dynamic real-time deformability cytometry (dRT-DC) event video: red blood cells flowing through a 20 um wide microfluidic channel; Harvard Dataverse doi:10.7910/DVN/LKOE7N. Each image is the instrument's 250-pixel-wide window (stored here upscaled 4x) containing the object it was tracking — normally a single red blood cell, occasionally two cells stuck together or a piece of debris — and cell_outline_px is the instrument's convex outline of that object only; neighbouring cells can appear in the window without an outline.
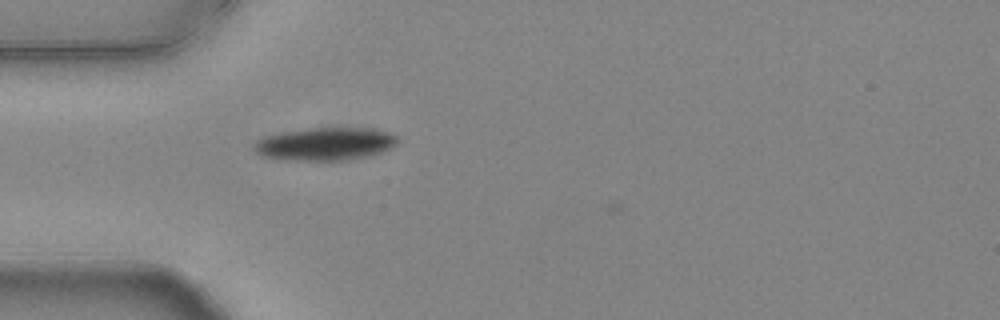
{"species": "common noctule bat (a hibernating species)", "species_latin": "Nyctalus noctula", "temperature_condition": "warm", "stored_images_in_passage": 33, "camera_frame_rate_fps": 3000, "um_per_image_px": 0.085, "animal": {"sex": "female", "body_mass_g": 24.6, "forearm_length_mm": 56.2}, "frame": {"image": 1, "passage_image": 3, "time_ms": 0.667, "image_size_px": [1000, 320], "cell_outline_px": [[400, 140], [396, 144], [380, 152], [364, 156], [340, 160], [284, 160], [264, 156], [256, 152], [252, 148], [252, 144], [256, 140], [264, 136], [280, 132], [308, 128], [372, 128], [392, 132]], "centroid_in_image_um": [27.6, 12.21], "position_along_channel_um": 57.4, "area_um2": 27.51}}
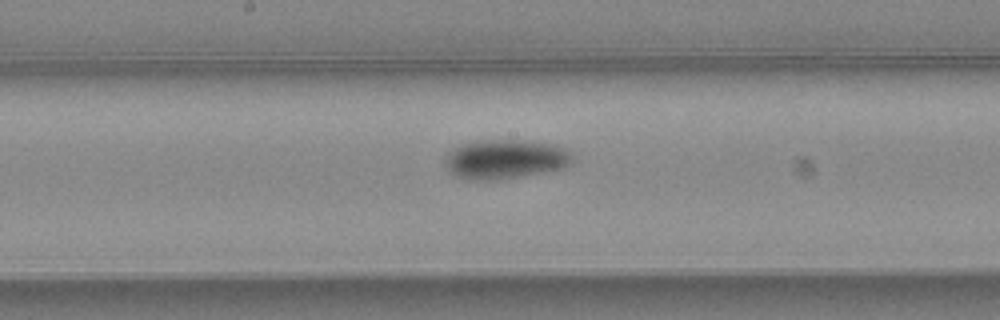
{"frame": {"image": 2, "passage_image": 15, "time_ms": 4.667, "image_size_px": [1000, 320], "cell_outline_px": [[572, 164], [564, 168], [496, 180], [472, 180], [456, 176], [448, 168], [448, 156], [456, 148], [464, 144], [484, 140], [524, 140], [548, 144], [564, 148], [572, 156]], "centroid_in_image_um": [43.0, 13.54], "position_along_channel_um": 205.2, "area_um2": 28.32}}
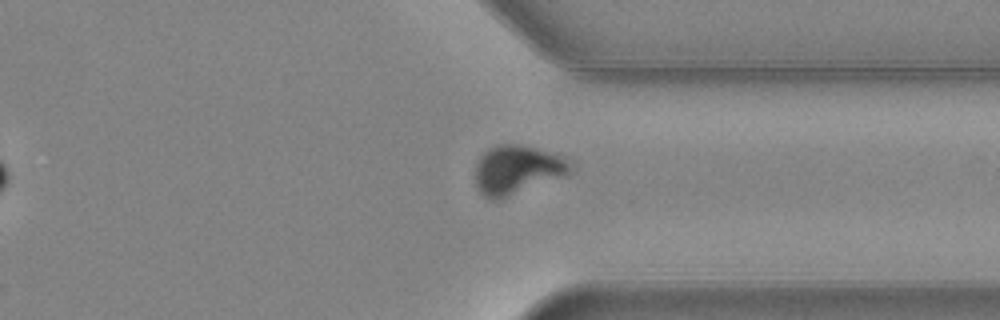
{"frame": {"image": 3, "passage_image": 28, "time_ms": 9.0, "image_size_px": [1000, 320], "cell_outline_px": [[568, 172], [496, 200], [488, 200], [480, 192], [476, 184], [476, 164], [480, 156], [488, 148], [496, 144], [520, 144], [536, 148], [548, 152], [564, 160], [568, 164]], "centroid_in_image_um": [43.78, 14.4], "position_along_channel_um": 367.6, "area_um2": 25.66}, "authors_computed_cell_mechanics": {"area_um2": 27.3972, "velocity_mm_per_s": 3.7783, "shape_relaxation_time_tau1_ms": 2.9103, "shape_relaxation_time_tau2_ms": 5.2277, "deformation_change_tau1": 0.159, "deformation_change_tau2": 0.0738}}